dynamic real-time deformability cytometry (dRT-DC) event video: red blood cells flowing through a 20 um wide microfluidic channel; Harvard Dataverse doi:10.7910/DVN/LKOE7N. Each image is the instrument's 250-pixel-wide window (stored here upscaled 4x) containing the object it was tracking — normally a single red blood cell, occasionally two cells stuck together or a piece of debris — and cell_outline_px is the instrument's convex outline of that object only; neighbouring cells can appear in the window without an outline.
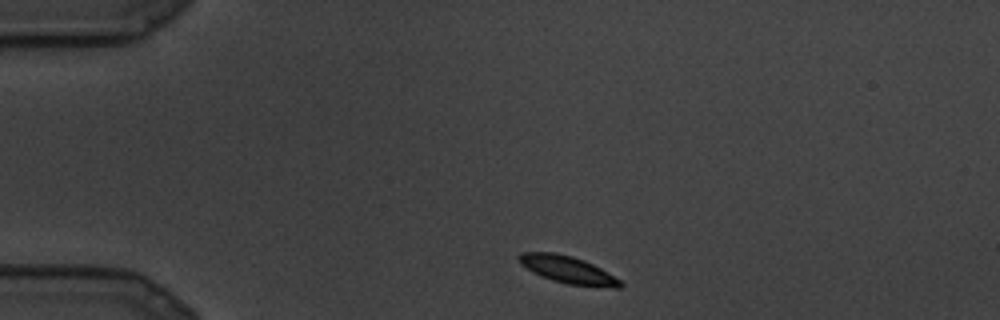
{"species": "common noctule bat (a hibernating species)", "species_latin": "Nyctalus noctula", "temperature_condition": "cold", "stored_images_in_passage": 7, "camera_frame_rate_fps": 3000, "um_per_image_px": 0.085, "animal": {"sex": "male", "body_mass_g": 19.5, "forearm_length_mm": 54.6}, "frame": {"image": 1, "passage_image": 1, "time_ms": 0.0, "image_size_px": [1000, 320], "cell_outline_px": [[624, 284], [620, 288], [612, 288], [568, 284], [552, 280], [532, 272], [520, 264], [516, 256], [520, 252], [556, 252], [572, 256], [584, 260], [608, 272], [620, 280]], "centroid_in_image_um": [48.24, 22.92], "position_along_channel_um": 36.8, "area_um2": 16.24}}
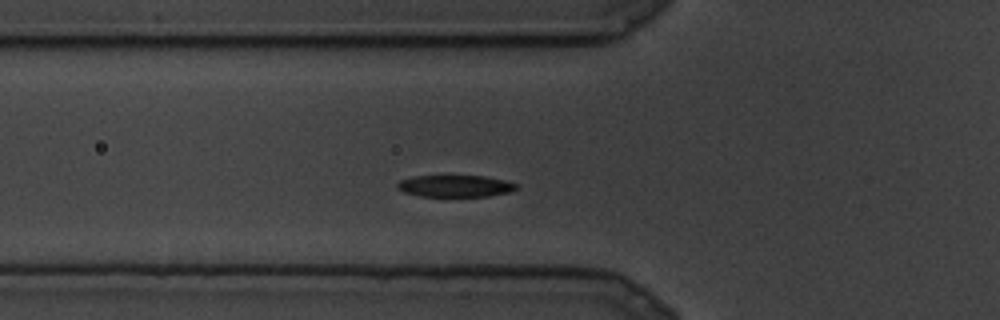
{"frame": {"image": 2, "passage_image": 5, "time_ms": 1.333, "image_size_px": [1000, 320], "cell_outline_px": [[516, 188], [508, 192], [488, 196], [420, 196], [404, 192], [396, 188], [396, 184], [400, 180], [412, 176], [484, 176], [504, 180], [516, 184]], "centroid_in_image_um": [38.63, 15.81], "position_along_channel_um": 87.2, "area_um2": 14.97}}
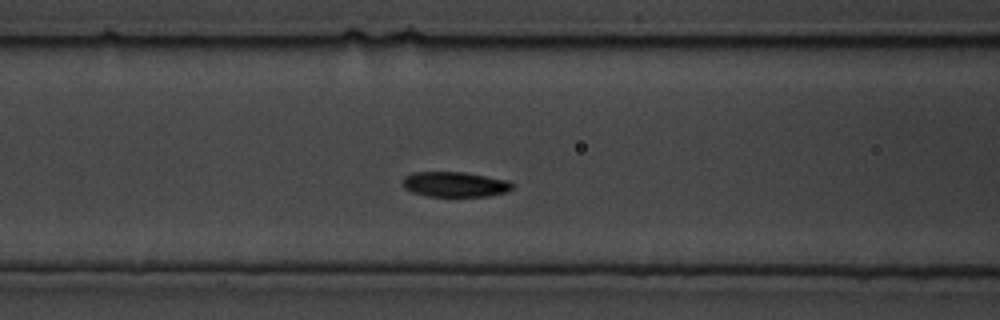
{"frame": {"image": 3, "passage_image": 7, "time_ms": 2.0, "image_size_px": [1000, 320], "cell_outline_px": [[512, 188], [508, 192], [488, 196], [428, 196], [412, 192], [404, 188], [400, 184], [404, 176], [412, 172], [464, 172], [508, 180], [512, 184]], "centroid_in_image_um": [38.62, 15.66], "position_along_channel_um": 128.0, "area_um2": 16.18}}